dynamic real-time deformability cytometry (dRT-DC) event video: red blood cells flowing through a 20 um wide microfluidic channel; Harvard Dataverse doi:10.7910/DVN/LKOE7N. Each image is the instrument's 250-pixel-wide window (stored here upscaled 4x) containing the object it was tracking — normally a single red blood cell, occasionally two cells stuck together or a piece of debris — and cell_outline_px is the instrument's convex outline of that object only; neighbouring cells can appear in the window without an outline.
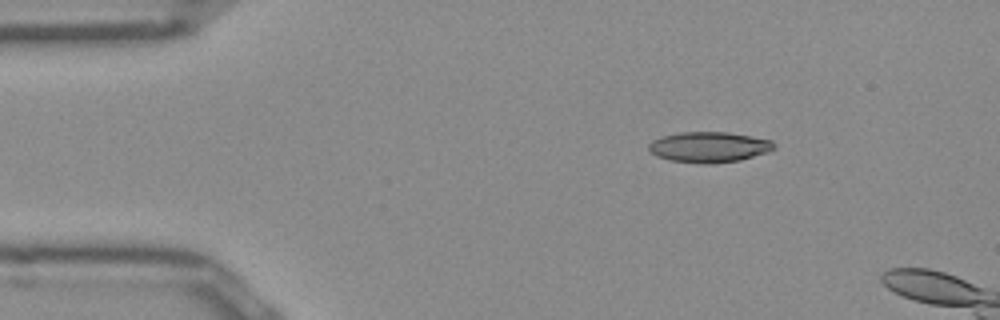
{"species": "Egyptian fruit bat (a non-hibernating species)", "species_latin": "Rousettus aegyptiacus", "temperature_condition": "room temperature", "stored_images_in_passage": 40, "camera_frame_rate_fps": 3000, "um_per_image_px": 0.085, "frame": {"image": 1, "passage_image": 1, "time_ms": 0.0, "image_size_px": [1000, 320], "cell_outline_px": [[776, 148], [768, 152], [740, 160], [708, 164], [700, 164], [672, 160], [656, 156], [648, 148], [648, 144], [652, 140], [660, 136], [680, 132], [728, 132], [772, 140], [776, 144]], "centroid_in_image_um": [60.27, 12.49], "position_along_channel_um": 24.7, "area_um2": 22.43}}
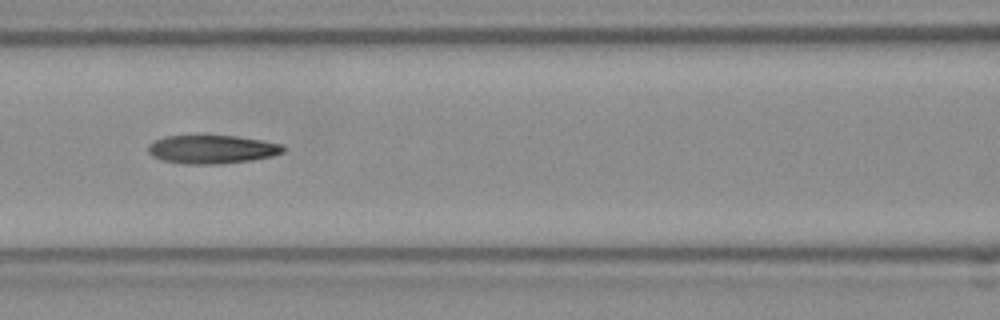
{"frame": {"image": 2, "passage_image": 15, "time_ms": 4.667, "image_size_px": [1000, 320], "cell_outline_px": [[284, 152], [272, 156], [252, 160], [220, 164], [188, 164], [164, 160], [152, 156], [148, 152], [148, 144], [156, 140], [168, 136], [204, 132], [236, 136], [260, 140], [280, 144], [284, 148]], "centroid_in_image_um": [17.98, 12.65], "position_along_channel_um": 148.6, "area_um2": 23.12}}
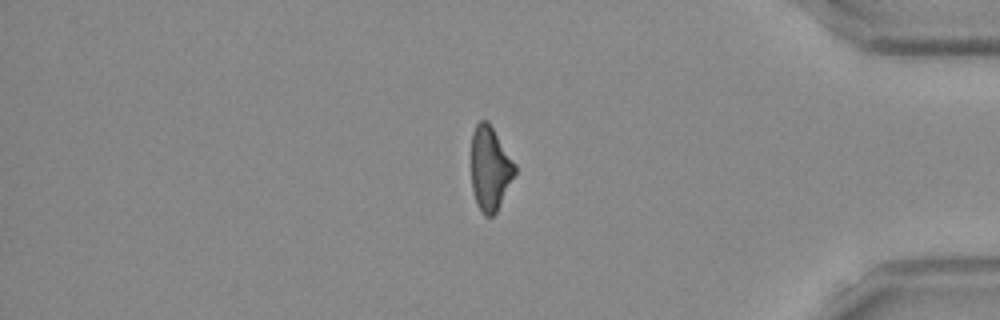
{"frame": {"image": 3, "passage_image": 36, "time_ms": 11.667, "image_size_px": [1000, 320], "cell_outline_px": [[516, 172], [496, 212], [492, 216], [484, 216], [476, 204], [472, 188], [472, 132], [476, 124], [480, 120], [488, 120], [516, 164]], "centroid_in_image_um": [41.65, 14.31], "position_along_channel_um": 393.5, "area_um2": 21.33}, "authors_computed_cell_mechanics": {"area_um2": 22.4264, "velocity_mm_per_s": 3.9512, "shape_relaxation_time_tau1_ms": null, "shape_relaxation_time_tau2_ms": 6.7223, "deformation_change_tau1": null, "deformation_change_tau2": 0.1873}}